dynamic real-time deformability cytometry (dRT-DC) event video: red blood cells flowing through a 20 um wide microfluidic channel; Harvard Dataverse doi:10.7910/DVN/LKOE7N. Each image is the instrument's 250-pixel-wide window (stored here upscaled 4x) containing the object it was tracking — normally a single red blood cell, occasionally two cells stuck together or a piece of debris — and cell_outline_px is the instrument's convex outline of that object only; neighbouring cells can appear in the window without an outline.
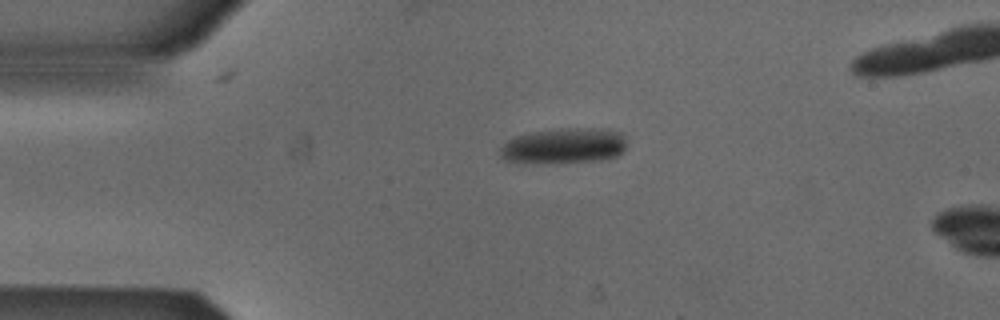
{"species": "Egyptian fruit bat (a non-hibernating species)", "species_latin": "Rousettus aegyptiacus", "temperature_condition": "cold", "stored_images_in_passage": 5, "camera_frame_rate_fps": 3000, "um_per_image_px": 0.085, "animal": {"sex": "male"}, "frame": {"image": 1, "passage_image": 1, "time_ms": 0.0, "image_size_px": [1000, 320], "cell_outline_px": [[624, 152], [616, 156], [600, 160], [552, 164], [524, 164], [504, 160], [500, 156], [500, 148], [508, 140], [516, 136], [536, 132], [560, 128], [608, 128], [620, 132], [624, 136]], "centroid_in_image_um": [47.91, 12.42], "position_along_channel_um": 37.1, "area_um2": 26.76}}